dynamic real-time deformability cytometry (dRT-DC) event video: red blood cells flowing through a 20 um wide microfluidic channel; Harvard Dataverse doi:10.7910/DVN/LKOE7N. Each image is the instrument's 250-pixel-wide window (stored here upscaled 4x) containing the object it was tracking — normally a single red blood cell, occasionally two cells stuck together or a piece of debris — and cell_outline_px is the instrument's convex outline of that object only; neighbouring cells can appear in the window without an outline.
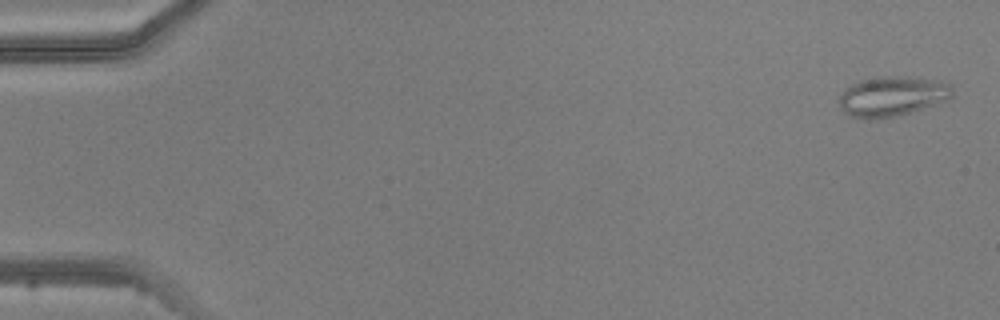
{"species": "common noctule bat (a hibernating species)", "species_latin": "Nyctalus noctula", "temperature_condition": "warm", "stored_images_in_passage": 4, "camera_frame_rate_fps": 3000, "um_per_image_px": 0.085, "animal": {"sex": "male", "body_mass_g": 20.5, "forearm_length_mm": 52.5}, "frame": {"image": 1, "passage_image": 1, "time_ms": 0.0, "image_size_px": [1000, 320], "cell_outline_px": [[952, 96], [944, 100], [908, 112], [892, 116], [872, 120], [868, 120], [852, 116], [844, 112], [840, 104], [840, 96], [844, 88], [860, 80], [876, 76], [908, 76], [940, 80], [952, 84]], "centroid_in_image_um": [75.81, 8.15], "position_along_channel_um": 9.2, "area_um2": 26.18}}